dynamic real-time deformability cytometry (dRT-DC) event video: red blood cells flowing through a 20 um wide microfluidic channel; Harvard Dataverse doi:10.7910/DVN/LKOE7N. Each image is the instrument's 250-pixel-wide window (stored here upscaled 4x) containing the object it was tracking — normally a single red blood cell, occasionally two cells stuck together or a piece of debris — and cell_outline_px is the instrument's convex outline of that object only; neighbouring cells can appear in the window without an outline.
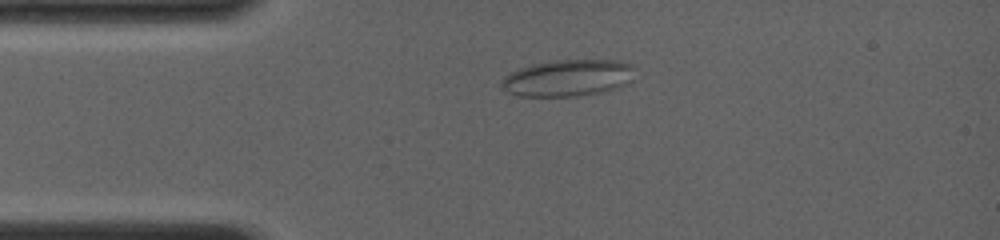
{"species": "common noctule bat (a hibernating species)", "species_latin": "Nyctalus noctula", "temperature_condition": "room temperature", "stored_images_in_passage": 2, "camera_frame_rate_fps": 4000, "um_per_image_px": 0.085, "animal": {"sex": "female", "body_mass_g": 19.0, "forearm_length_mm": 56.7}, "frame": {"image": 1, "passage_image": 1, "time_ms": 0.0, "image_size_px": [1000, 240], "cell_outline_px": [[636, 68], [632, 80], [628, 84], [616, 88], [596, 92], [572, 96], [520, 96], [508, 92], [500, 84], [500, 80], [504, 76], [520, 68], [532, 64], [556, 60], [620, 60], [632, 64]], "centroid_in_image_um": [48.3, 6.61], "position_along_channel_um": 36.7, "area_um2": 28.5}}